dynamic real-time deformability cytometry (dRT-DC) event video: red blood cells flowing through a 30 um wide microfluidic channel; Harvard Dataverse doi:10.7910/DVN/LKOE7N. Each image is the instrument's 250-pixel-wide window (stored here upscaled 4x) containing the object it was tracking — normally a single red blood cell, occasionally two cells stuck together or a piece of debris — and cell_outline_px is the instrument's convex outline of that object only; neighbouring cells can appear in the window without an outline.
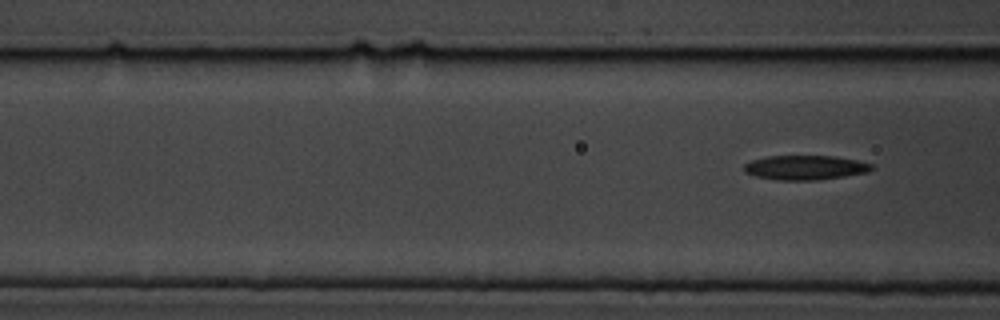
{"species": "common noctule bat (a hibernating species)", "species_latin": "Nyctalus noctula", "temperature_condition": "cold", "stored_images_in_passage": 8, "segment_of_instrument_passage": [2, 2], "camera_frame_rate_fps": 3000, "um_per_image_px": 0.085, "animal": {"sex": "male", "body_mass_g": 19.5, "forearm_length_mm": 54.6}, "frame": {"image": 1, "passage_image": 8, "time_ms": 8.667, "image_size_px": [1000, 320], "cell_outline_px": [[876, 168], [868, 172], [844, 176], [816, 180], [776, 180], [756, 176], [744, 172], [744, 164], [752, 160], [768, 156], [836, 156], [856, 160], [872, 164]], "centroid_in_image_um": [68.46, 14.24], "position_along_channel_um": 98.1, "area_um2": 18.21}}